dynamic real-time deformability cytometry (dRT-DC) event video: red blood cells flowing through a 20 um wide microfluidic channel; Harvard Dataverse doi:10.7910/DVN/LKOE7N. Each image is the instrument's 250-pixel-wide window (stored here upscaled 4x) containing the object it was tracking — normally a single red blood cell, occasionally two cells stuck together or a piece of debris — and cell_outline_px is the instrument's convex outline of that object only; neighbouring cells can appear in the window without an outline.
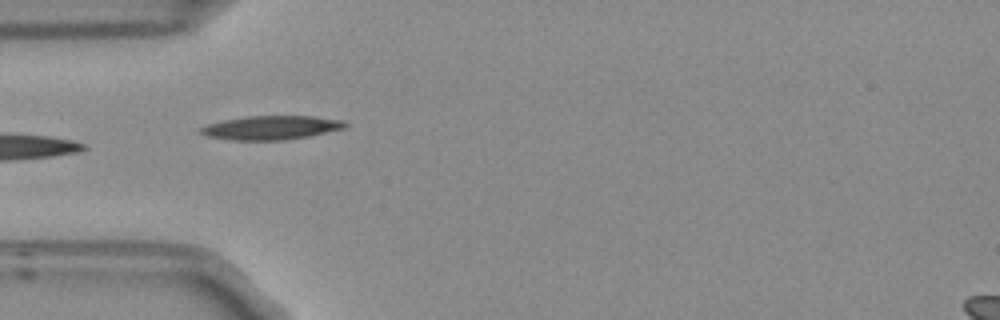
{"species": "Egyptian fruit bat (a non-hibernating species)", "species_latin": "Rousettus aegyptiacus", "temperature_condition": "room temperature", "stored_images_in_passage": 38, "camera_frame_rate_fps": 3000, "um_per_image_px": 0.085, "frame": {"image": 1, "passage_image": 1, "time_ms": 0.0, "image_size_px": [1000, 320], "cell_outline_px": [[348, 124], [344, 128], [308, 136], [284, 140], [232, 140], [204, 136], [196, 132], [200, 128], [208, 124], [224, 120], [248, 116], [312, 116], [344, 120]], "centroid_in_image_um": [23.0, 10.85], "position_along_channel_um": 62.0, "area_um2": 20.11}}
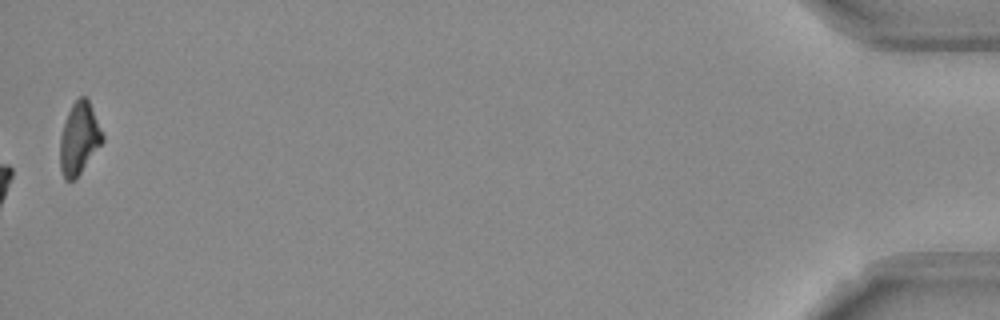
{"frame": {"image": 2, "passage_image": 38, "time_ms": 12.333, "image_size_px": [1000, 320], "cell_outline_px": [[104, 140], [76, 180], [64, 180], [60, 168], [60, 136], [68, 112], [72, 104], [80, 96], [84, 96], [88, 100], [104, 136]], "centroid_in_image_um": [6.71, 11.82], "position_along_channel_um": 428.5, "area_um2": 17.69}, "authors_computed_cell_mechanics": {"area_um2": 22.5998, "velocity_mm_per_s": 3.7748, "shape_relaxation_time_tau1_ms": 3.8228, "shape_relaxation_time_tau2_ms": 5.493, "deformation_change_tau1": 0.16, "deformation_change_tau2": 0.1835}}